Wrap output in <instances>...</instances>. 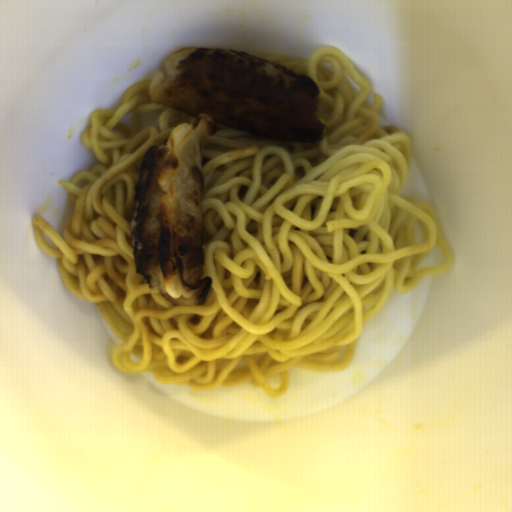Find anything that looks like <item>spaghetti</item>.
<instances>
[{
    "label": "spaghetti",
    "instance_id": "c7327b10",
    "mask_svg": "<svg viewBox=\"0 0 512 512\" xmlns=\"http://www.w3.org/2000/svg\"><path fill=\"white\" fill-rule=\"evenodd\" d=\"M310 77L322 141H270L224 126L202 150L203 272L208 302L169 304L136 273L132 208L146 151L194 117L154 103L152 80L118 108L94 111L81 143L92 170L57 181L74 205L62 235L43 217L32 234L71 294L121 340L118 371L206 392L252 384L280 398L290 371L349 368L363 326L388 302L454 266L436 209L404 198L411 141L381 125L383 97L346 53L253 55ZM439 246L445 261L418 271Z\"/></svg>",
    "mask_w": 512,
    "mask_h": 512
}]
</instances>
